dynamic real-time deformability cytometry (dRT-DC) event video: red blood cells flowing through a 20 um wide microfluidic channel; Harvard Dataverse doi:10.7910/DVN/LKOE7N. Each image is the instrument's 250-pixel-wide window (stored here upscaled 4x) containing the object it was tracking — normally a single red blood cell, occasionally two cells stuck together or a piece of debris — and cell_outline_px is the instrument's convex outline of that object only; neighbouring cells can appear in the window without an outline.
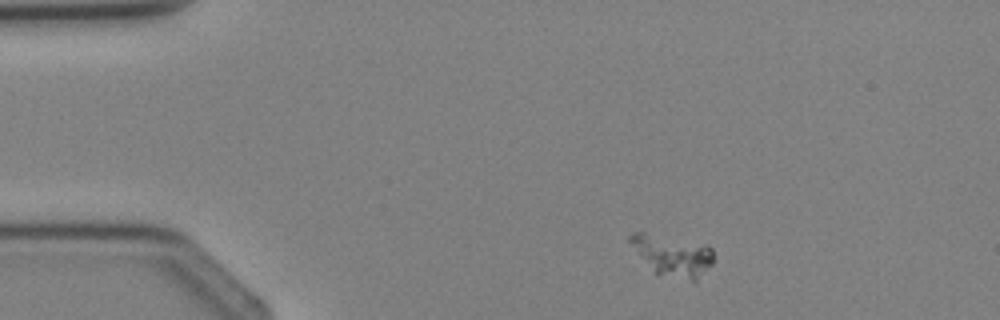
{"species": "Egyptian fruit bat (a non-hibernating species)", "species_latin": "Rousettus aegyptiacus", "temperature_condition": "cold", "stored_images_in_passage": 2, "camera_frame_rate_fps": 3000, "um_per_image_px": 0.085, "animal": {"sex": "female"}, "frame": {"image": 1, "passage_image": 1, "time_ms": 0.0, "image_size_px": [1000, 320], "cell_outline_px": [[712, 264], [696, 280], [692, 280], [656, 272], [640, 256], [628, 240], [628, 236], [636, 232], [644, 232], [704, 244], [712, 248]], "centroid_in_image_um": [57.17, 21.67], "position_along_channel_um": 27.8, "area_um2": 19.02}}